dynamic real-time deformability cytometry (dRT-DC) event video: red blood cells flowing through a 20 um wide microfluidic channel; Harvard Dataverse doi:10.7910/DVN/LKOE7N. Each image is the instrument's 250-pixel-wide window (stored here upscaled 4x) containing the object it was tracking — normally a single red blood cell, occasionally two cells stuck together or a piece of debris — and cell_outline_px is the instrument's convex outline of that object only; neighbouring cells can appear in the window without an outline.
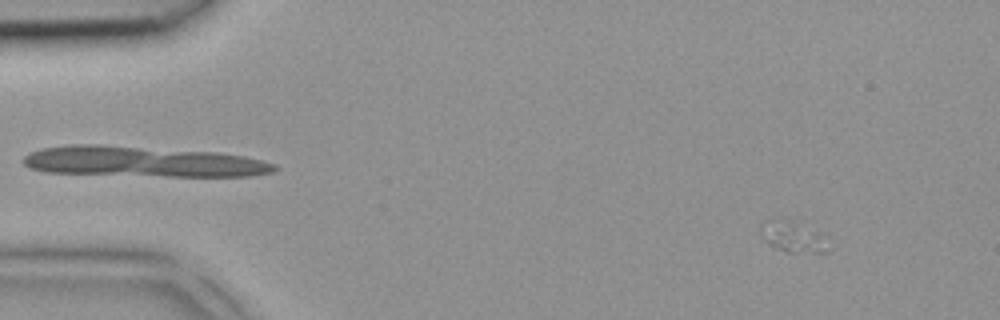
{"species": "common noctule bat (a hibernating species)", "species_latin": "Nyctalus noctula", "temperature_condition": "room temperature", "stored_images_in_passage": 4, "camera_frame_rate_fps": 3000, "um_per_image_px": 0.085, "animal": {"sex": "female", "body_mass_g": 18.4}, "frame": {"image": 1, "passage_image": 1, "time_ms": 0.0, "image_size_px": [1000, 320], "cell_outline_px": [[832, 248], [828, 252], [788, 252], [772, 248], [764, 240], [760, 232], [760, 224], [764, 220], [788, 220], [820, 232]], "centroid_in_image_um": [67.39, 20.16], "position_along_channel_um": 17.6, "area_um2": 12.25}}